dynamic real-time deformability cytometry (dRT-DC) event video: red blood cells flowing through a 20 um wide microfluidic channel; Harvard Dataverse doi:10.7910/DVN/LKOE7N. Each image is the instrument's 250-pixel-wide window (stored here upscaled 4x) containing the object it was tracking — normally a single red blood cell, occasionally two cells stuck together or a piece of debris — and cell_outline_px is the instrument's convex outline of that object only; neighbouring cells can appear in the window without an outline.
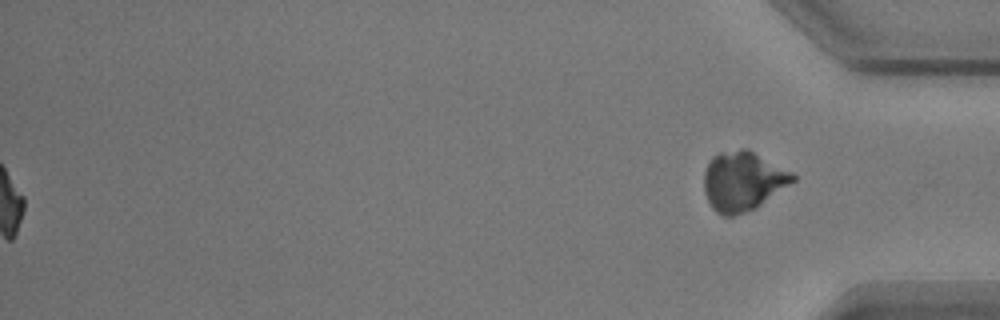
{"species": "common noctule bat (a hibernating species)", "species_latin": "Nyctalus noctula", "temperature_condition": "warm", "stored_images_in_passage": 54, "segment_of_instrument_passage": [2, 2], "camera_frame_rate_fps": 3000, "um_per_image_px": 0.085, "animal": {"sex": "male", "body_mass_g": 17.9}, "frame": {"image": 1, "passage_image": 54, "time_ms": 17.667, "image_size_px": [1000, 320], "cell_outline_px": [[796, 180], [756, 208], [732, 216], [724, 216], [716, 212], [712, 208], [704, 192], [704, 172], [712, 156], [720, 152], [740, 148], [748, 148], [792, 172], [796, 176]], "centroid_in_image_um": [63.14, 15.38], "position_along_channel_um": 372.1, "area_um2": 30.81}}